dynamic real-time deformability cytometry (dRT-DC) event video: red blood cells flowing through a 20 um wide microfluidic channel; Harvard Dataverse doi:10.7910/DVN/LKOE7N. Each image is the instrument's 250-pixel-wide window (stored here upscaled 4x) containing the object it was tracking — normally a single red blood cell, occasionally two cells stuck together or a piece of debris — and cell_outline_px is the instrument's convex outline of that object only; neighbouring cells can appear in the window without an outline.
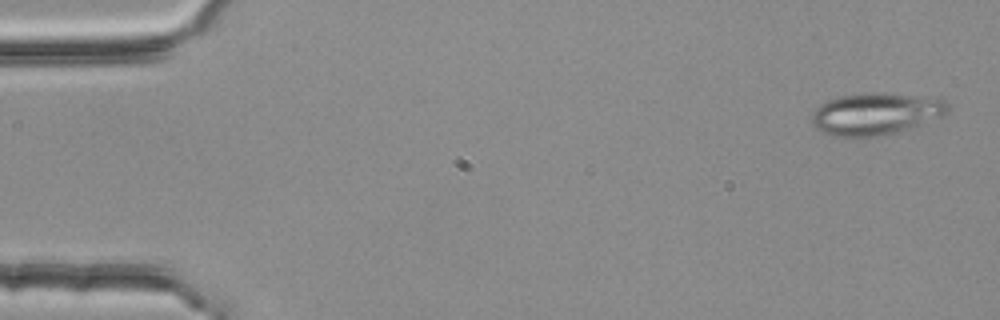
{"species": "common noctule bat (a hibernating species)", "species_latin": "Nyctalus noctula", "temperature_condition": "room temperature", "stored_images_in_passage": 5, "camera_frame_rate_fps": 3000, "um_per_image_px": 0.085, "animal": {"sex": "female", "body_mass_g": 25.1}, "frame": {"image": 1, "passage_image": 1, "time_ms": 0.0, "image_size_px": [1000, 320], "cell_outline_px": [[948, 108], [940, 116], [892, 132], [876, 136], [836, 136], [820, 132], [812, 124], [812, 112], [820, 104], [828, 100], [840, 96], [868, 92], [940, 96], [948, 104]], "centroid_in_image_um": [74.39, 9.63], "position_along_channel_um": 10.6, "area_um2": 32.83}}